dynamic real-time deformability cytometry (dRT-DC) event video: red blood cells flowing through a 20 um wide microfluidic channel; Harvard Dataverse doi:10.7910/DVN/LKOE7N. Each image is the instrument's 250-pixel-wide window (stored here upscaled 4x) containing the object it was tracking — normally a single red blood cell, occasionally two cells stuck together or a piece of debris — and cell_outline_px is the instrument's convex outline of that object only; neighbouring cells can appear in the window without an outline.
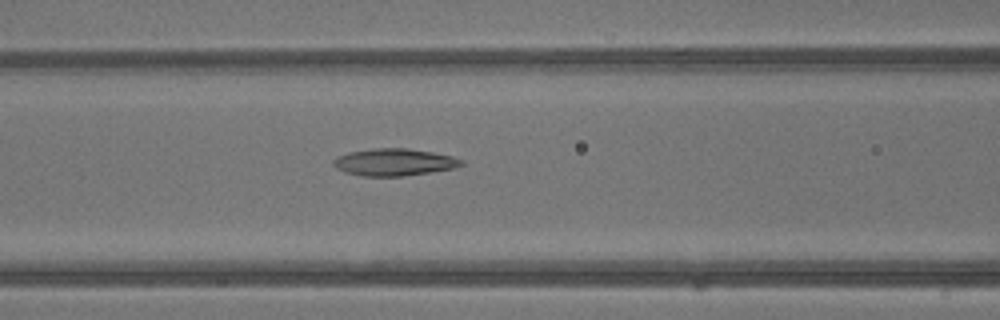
{"species": "common noctule bat (a hibernating species)", "species_latin": "Nyctalus noctula", "temperature_condition": "warm", "stored_images_in_passage": 4, "segment_of_instrument_passage": [1, 2], "camera_frame_rate_fps": 3000, "um_per_image_px": 0.085, "animal": {"sex": "male", "body_mass_g": 13.3}, "frame": {"image": 1, "passage_image": 3, "time_ms": 0.667, "image_size_px": [1000, 320], "cell_outline_px": [[464, 164], [456, 168], [404, 176], [360, 176], [344, 172], [336, 168], [332, 164], [332, 160], [336, 156], [348, 152], [372, 148], [408, 148], [432, 152], [452, 156], [464, 160]], "centroid_in_image_um": [33.48, 13.78], "position_along_channel_um": 133.1, "area_um2": 20.52}}